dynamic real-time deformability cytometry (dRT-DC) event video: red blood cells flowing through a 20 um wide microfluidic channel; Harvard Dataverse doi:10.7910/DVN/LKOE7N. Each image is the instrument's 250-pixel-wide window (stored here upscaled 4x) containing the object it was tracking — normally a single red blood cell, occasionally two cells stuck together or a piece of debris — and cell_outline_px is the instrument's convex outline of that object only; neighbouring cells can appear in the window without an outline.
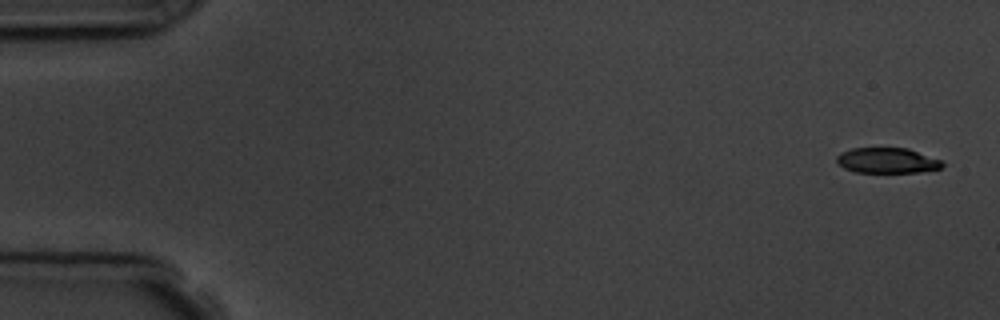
{"species": "common noctule bat (a hibernating species)", "species_latin": "Nyctalus noctula", "temperature_condition": "room temperature", "stored_images_in_passage": 5, "camera_frame_rate_fps": 3000, "um_per_image_px": 0.085, "animal": {"sex": "male", "body_mass_g": 19.5, "forearm_length_mm": 54.6}, "frame": {"image": 1, "passage_image": 1, "time_ms": 0.0, "image_size_px": [1000, 320], "cell_outline_px": [[944, 164], [940, 168], [920, 172], [856, 172], [844, 168], [836, 160], [836, 156], [840, 152], [852, 148], [908, 148], [940, 160]], "centroid_in_image_um": [75.38, 13.64], "position_along_channel_um": 9.6, "area_um2": 15.49}}
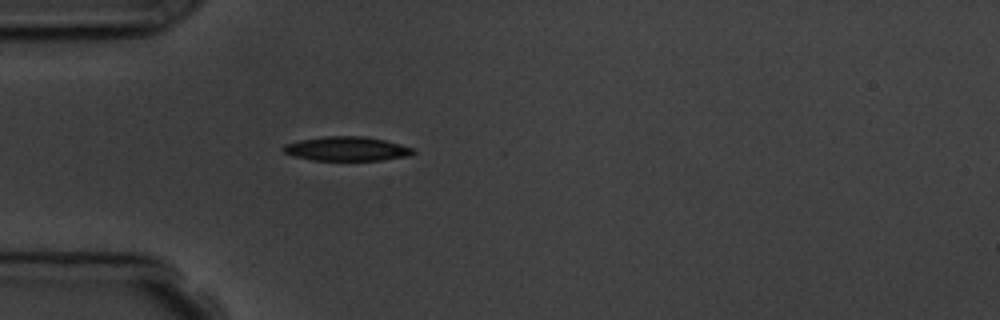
{"frame": {"image": 2, "passage_image": 5, "time_ms": 4.667, "image_size_px": [1000, 320], "cell_outline_px": [[416, 152], [408, 156], [380, 160], [312, 160], [292, 156], [284, 152], [280, 148], [284, 144], [300, 140], [324, 136], [364, 136], [384, 140], [416, 148]], "centroid_in_image_um": [29.46, 12.64], "position_along_channel_um": 55.5, "area_um2": 18.44}}